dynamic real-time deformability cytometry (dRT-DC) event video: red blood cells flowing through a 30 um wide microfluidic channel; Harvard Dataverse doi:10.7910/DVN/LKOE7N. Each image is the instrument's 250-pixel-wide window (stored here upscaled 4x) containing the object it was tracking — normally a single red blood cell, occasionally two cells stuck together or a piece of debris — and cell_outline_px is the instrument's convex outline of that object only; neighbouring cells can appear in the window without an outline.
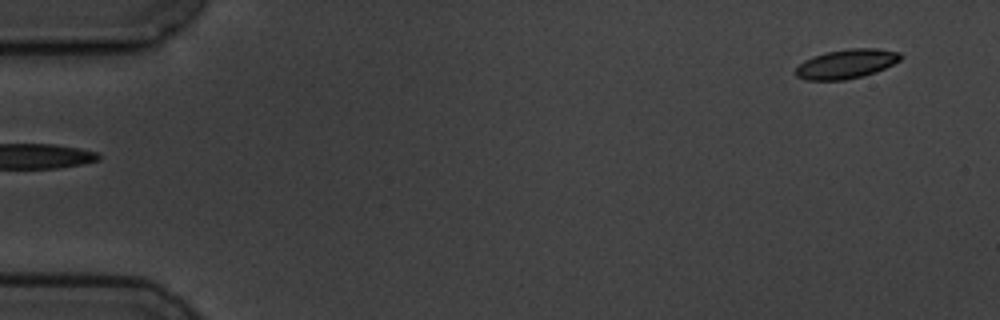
{"species": "common noctule bat (a hibernating species)", "species_latin": "Nyctalus noctula", "temperature_condition": "cold", "stored_images_in_passage": 2, "camera_frame_rate_fps": 3000, "um_per_image_px": 0.085, "animal": {"sex": "male", "body_mass_g": 19.5, "forearm_length_mm": 54.6}, "frame": {"image": 1, "passage_image": 2, "time_ms": 1.333, "image_size_px": [1000, 320], "cell_outline_px": [[904, 56], [900, 60], [876, 72], [844, 80], [804, 80], [796, 76], [796, 68], [804, 60], [812, 56], [828, 52], [852, 48], [876, 48], [900, 52]], "centroid_in_image_um": [71.94, 5.43], "position_along_channel_um": 13.1, "area_um2": 17.8}}